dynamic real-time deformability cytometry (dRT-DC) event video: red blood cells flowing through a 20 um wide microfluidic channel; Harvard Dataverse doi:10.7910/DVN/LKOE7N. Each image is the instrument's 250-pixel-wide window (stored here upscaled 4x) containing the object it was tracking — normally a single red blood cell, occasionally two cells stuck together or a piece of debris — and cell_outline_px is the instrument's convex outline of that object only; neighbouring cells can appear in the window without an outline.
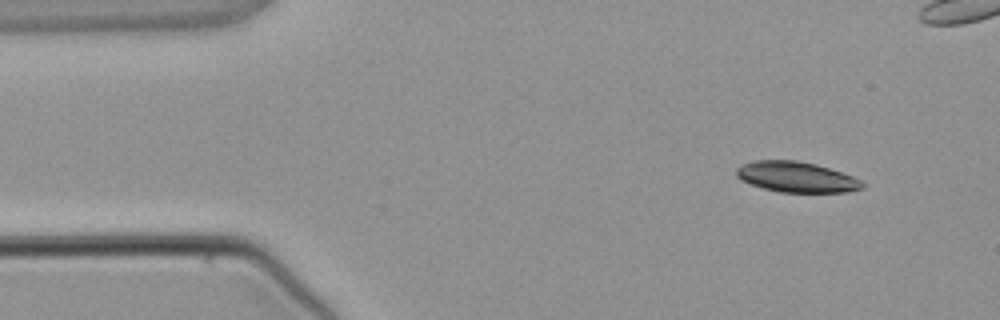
{"species": "common noctule bat (a hibernating species)", "species_latin": "Nyctalus noctula", "temperature_condition": "warm", "stored_images_in_passage": 4, "camera_frame_rate_fps": 3000, "um_per_image_px": 0.085, "animal": {"sex": "male", "body_mass_g": 21.5, "forearm_length_mm": 52.0}, "frame": {"image": 1, "passage_image": 1, "time_ms": 0.0, "image_size_px": [1000, 320], "cell_outline_px": [[864, 188], [848, 192], [780, 192], [764, 188], [740, 180], [736, 176], [736, 168], [740, 164], [752, 160], [796, 160], [816, 164], [852, 176], [860, 180], [864, 184]], "centroid_in_image_um": [67.66, 15.04], "position_along_channel_um": 17.3, "area_um2": 22.43}}